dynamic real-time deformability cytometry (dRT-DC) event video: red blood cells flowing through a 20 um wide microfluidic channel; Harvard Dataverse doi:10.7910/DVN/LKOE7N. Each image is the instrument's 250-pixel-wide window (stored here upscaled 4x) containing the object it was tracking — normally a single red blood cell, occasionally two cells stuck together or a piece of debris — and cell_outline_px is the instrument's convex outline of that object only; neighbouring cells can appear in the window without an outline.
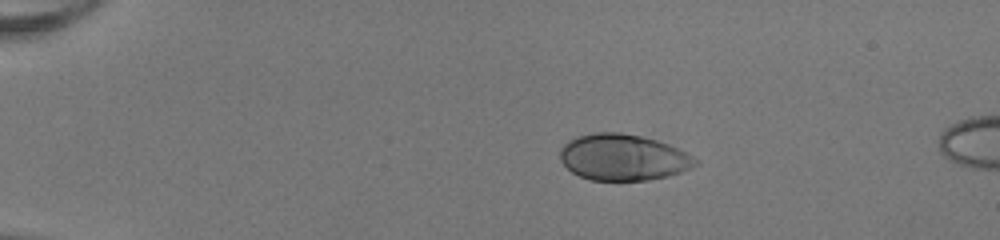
{"species": "human", "species_latin": "Homo sapiens", "temperature_condition": "room temperature", "stored_images_in_passage": 42, "camera_frame_rate_fps": 3000, "um_per_image_px": 0.085, "donor": {"sex": "female"}, "frame": {"image": 1, "passage_image": 1, "time_ms": 0.0, "image_size_px": [1000, 240], "cell_outline_px": [[700, 164], [692, 168], [668, 176], [648, 180], [592, 180], [580, 176], [572, 172], [560, 160], [560, 148], [568, 140], [576, 136], [596, 132], [620, 132], [640, 136], [656, 140], [668, 144], [700, 160]], "centroid_in_image_um": [52.97, 13.37], "position_along_channel_um": 32.0, "area_um2": 36.53}}
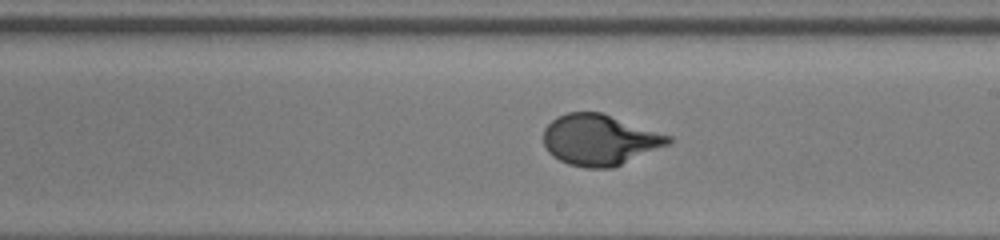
{"frame": {"image": 2, "passage_image": 22, "time_ms": 7.0, "image_size_px": [1000, 240], "cell_outline_px": [[672, 144], [612, 168], [584, 168], [568, 164], [552, 156], [548, 152], [544, 144], [544, 128], [556, 116], [568, 112], [600, 112], [672, 136]], "centroid_in_image_um": [50.98, 11.9], "position_along_channel_um": 238.0, "area_um2": 37.17}}
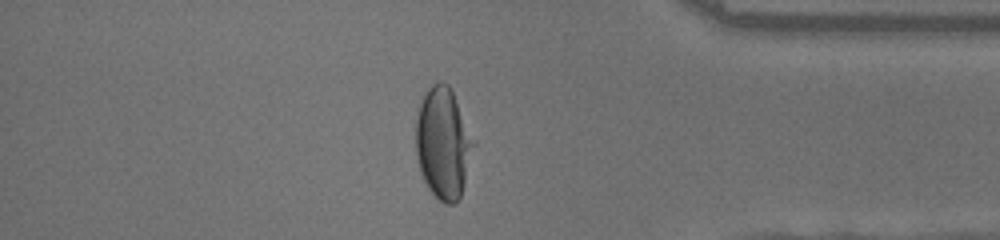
{"frame": {"image": 3, "passage_image": 35, "time_ms": 11.333, "image_size_px": [1000, 240], "cell_outline_px": [[476, 144], [464, 184], [460, 196], [452, 204], [444, 204], [428, 188], [420, 172], [416, 152], [416, 116], [420, 96], [436, 80], [440, 80], [448, 84], [452, 92]], "centroid_in_image_um": [37.65, 12.13], "position_along_channel_um": 397.6, "area_um2": 37.51}, "authors_computed_cell_mechanics": {"area_um2": 36.8475, "velocity_mm_per_s": 4.087, "shape_relaxation_time_tau1_ms": 4.0914, "shape_relaxation_time_tau2_ms": null, "deformation_change_tau1": 0.228, "deformation_change_tau2": null}}